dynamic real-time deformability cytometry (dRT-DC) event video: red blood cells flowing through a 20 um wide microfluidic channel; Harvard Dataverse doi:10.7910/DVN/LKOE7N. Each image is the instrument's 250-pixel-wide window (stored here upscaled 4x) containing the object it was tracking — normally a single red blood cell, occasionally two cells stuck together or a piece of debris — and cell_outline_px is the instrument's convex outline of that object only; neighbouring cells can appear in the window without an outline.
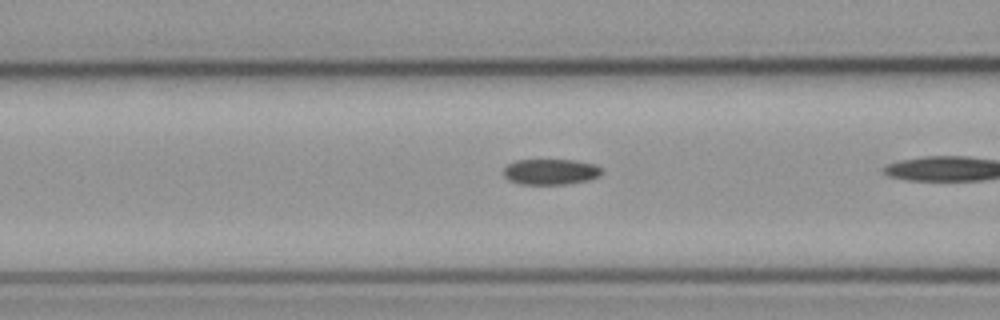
{"species": "common noctule bat (a hibernating species)", "species_latin": "Nyctalus noctula", "temperature_condition": "cold", "stored_images_in_passage": 5, "camera_frame_rate_fps": 3000, "um_per_image_px": 0.085, "animal": {"sex": "male", "body_mass_g": 23.1, "forearm_length_mm": 52.7}, "frame": {"image": 1, "passage_image": 4, "time_ms": 1.0, "image_size_px": [1000, 320], "cell_outline_px": [[604, 172], [600, 176], [588, 180], [568, 184], [520, 184], [508, 180], [504, 176], [504, 168], [508, 164], [516, 160], [576, 160], [596, 164]], "centroid_in_image_um": [46.83, 14.6], "position_along_channel_um": 119.8, "area_um2": 14.85}}